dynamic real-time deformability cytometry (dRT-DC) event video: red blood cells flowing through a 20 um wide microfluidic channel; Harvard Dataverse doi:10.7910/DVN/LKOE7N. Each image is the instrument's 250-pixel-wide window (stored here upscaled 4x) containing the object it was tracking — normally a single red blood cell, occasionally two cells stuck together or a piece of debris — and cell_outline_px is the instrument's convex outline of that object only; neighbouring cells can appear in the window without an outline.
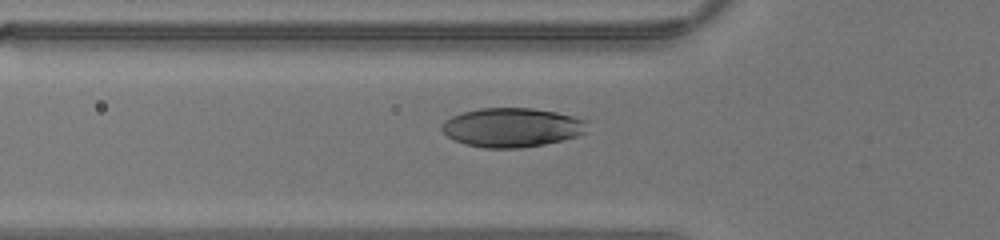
{"species": "human", "species_latin": "Homo sapiens", "temperature_condition": "warm", "stored_images_in_passage": 34, "camera_frame_rate_fps": 3000, "um_per_image_px": 0.085, "donor": {"sex": "male"}, "frame": {"image": 1, "passage_image": 5, "time_ms": 1.333, "image_size_px": [1000, 240], "cell_outline_px": [[588, 132], [564, 140], [544, 144], [520, 148], [484, 148], [464, 144], [448, 136], [440, 128], [440, 124], [444, 120], [452, 116], [464, 112], [480, 108], [532, 108], [556, 112], [588, 120]], "centroid_in_image_um": [43.54, 10.83], "position_along_channel_um": 82.3, "area_um2": 33.41}}
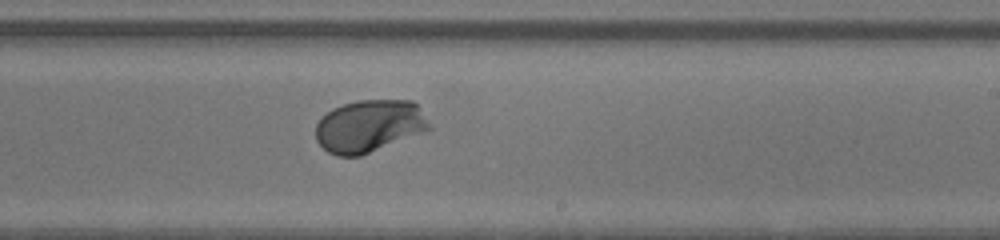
{"frame": {"image": 2, "passage_image": 16, "time_ms": 5.0, "image_size_px": [1000, 240], "cell_outline_px": [[432, 128], [424, 132], [360, 156], [336, 156], [328, 152], [316, 140], [316, 124], [332, 108], [344, 104], [360, 100], [412, 100], [416, 104]], "centroid_in_image_um": [31.37, 10.72], "position_along_channel_um": 257.6, "area_um2": 34.39}}
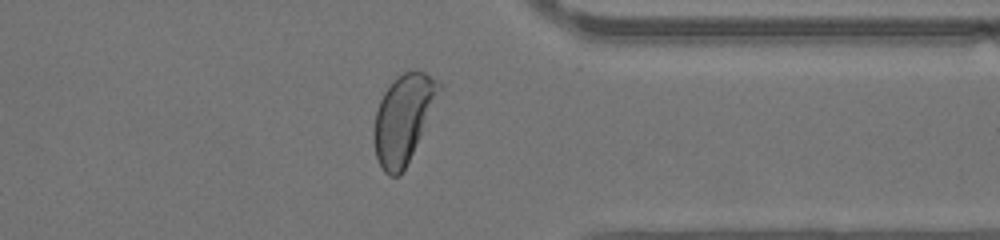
{"frame": {"image": 3, "passage_image": 24, "time_ms": 7.667, "image_size_px": [1000, 240], "cell_outline_px": [[444, 88], [400, 176], [388, 176], [384, 172], [376, 156], [372, 136], [372, 128], [376, 112], [380, 100], [384, 92], [396, 76], [404, 72], [416, 68], [440, 80], [444, 84]], "centroid_in_image_um": [34.3, 10.02], "position_along_channel_um": 377.1, "area_um2": 33.81}}